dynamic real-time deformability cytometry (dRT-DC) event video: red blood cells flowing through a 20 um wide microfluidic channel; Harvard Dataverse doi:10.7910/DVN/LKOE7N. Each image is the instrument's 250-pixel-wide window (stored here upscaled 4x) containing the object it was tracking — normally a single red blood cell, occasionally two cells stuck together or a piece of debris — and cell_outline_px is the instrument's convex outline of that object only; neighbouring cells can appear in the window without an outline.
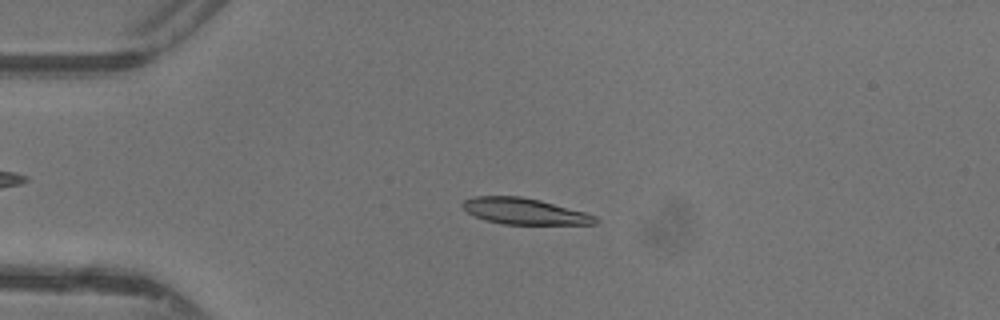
{"species": "common noctule bat (a hibernating species)", "species_latin": "Nyctalus noctula", "temperature_condition": "warm", "stored_images_in_passage": 47, "camera_frame_rate_fps": 3000, "um_per_image_px": 0.085, "animal": {"sex": "female"}, "frame": {"image": 1, "passage_image": 11, "time_ms": 3.333, "image_size_px": [1000, 320], "cell_outline_px": [[600, 220], [596, 224], [504, 224], [488, 220], [476, 216], [468, 212], [460, 204], [464, 200], [476, 196], [520, 196], [540, 200], [584, 212], [596, 216]], "centroid_in_image_um": [44.6, 17.95], "position_along_channel_um": 40.4, "area_um2": 20.0}}
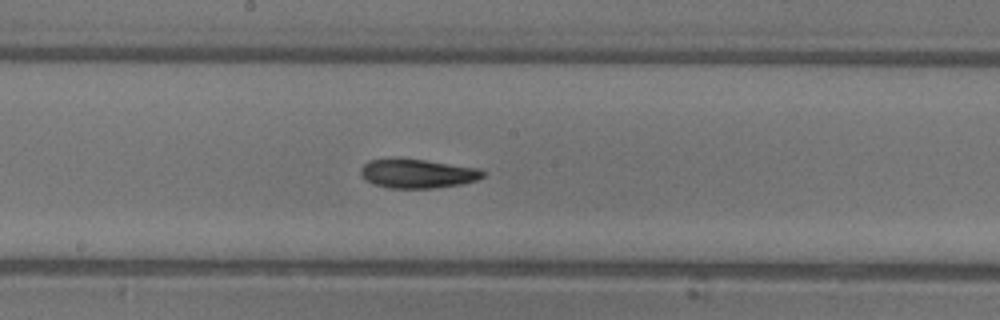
{"frame": {"image": 2, "passage_image": 25, "time_ms": 8.0, "image_size_px": [1000, 320], "cell_outline_px": [[488, 172], [484, 176], [476, 180], [460, 184], [436, 188], [388, 188], [364, 180], [360, 172], [360, 168], [368, 160], [424, 160], [480, 168]], "centroid_in_image_um": [35.53, 14.77], "position_along_channel_um": 212.7, "area_um2": 20.4}}
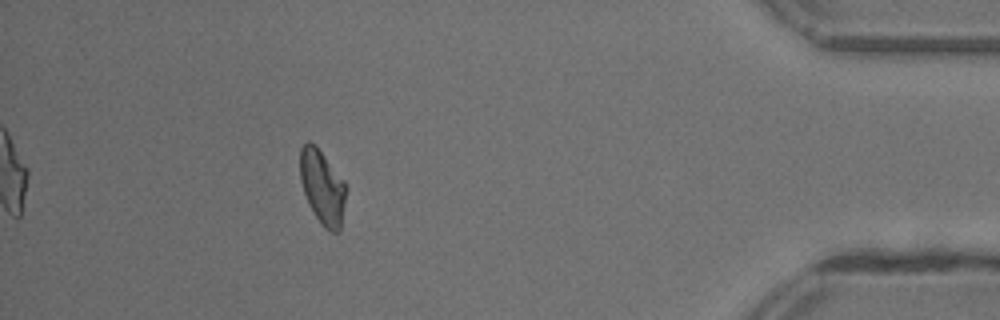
{"frame": {"image": 3, "passage_image": 42, "time_ms": 13.667, "image_size_px": [1000, 320], "cell_outline_px": [[348, 188], [340, 232], [328, 232], [320, 224], [304, 192], [300, 180], [300, 148], [308, 140], [316, 144], [344, 180]], "centroid_in_image_um": [27.44, 15.9], "position_along_channel_um": 407.8, "area_um2": 20.23}, "authors_computed_cell_mechanics": {"area_um2": 20.2878, "velocity_mm_per_s": 4.3841, "shape_relaxation_time_tau1_ms": 4.6826, "shape_relaxation_time_tau2_ms": 7.1768, "deformation_change_tau1": 0.1748, "deformation_change_tau2": 0.1555}}